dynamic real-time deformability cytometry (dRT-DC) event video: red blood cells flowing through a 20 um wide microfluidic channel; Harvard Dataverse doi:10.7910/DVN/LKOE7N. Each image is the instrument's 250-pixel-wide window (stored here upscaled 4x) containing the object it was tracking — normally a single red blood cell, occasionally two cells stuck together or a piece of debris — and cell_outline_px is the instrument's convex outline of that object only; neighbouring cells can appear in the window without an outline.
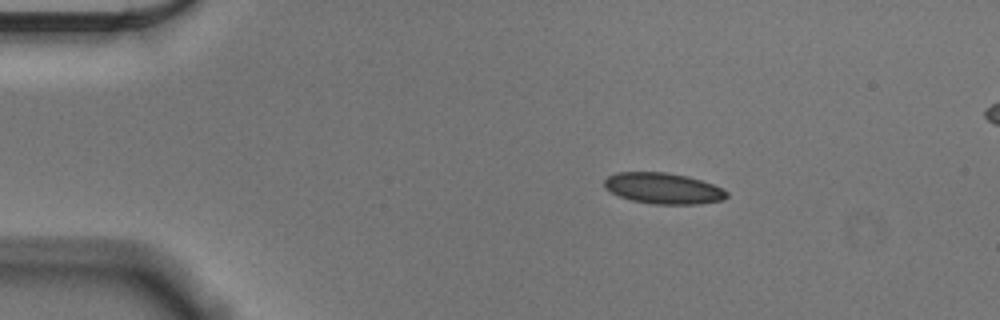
{"species": "Egyptian fruit bat (a non-hibernating species)", "species_latin": "Rousettus aegyptiacus", "temperature_condition": "cold", "stored_images_in_passage": 48, "camera_frame_rate_fps": 3000, "um_per_image_px": 0.085, "animal": {"sex": "male"}, "frame": {"image": 1, "passage_image": 1, "time_ms": 0.0, "image_size_px": [1000, 320], "cell_outline_px": [[728, 196], [724, 200], [696, 204], [652, 204], [632, 200], [620, 196], [604, 188], [604, 180], [608, 176], [616, 172], [668, 172], [688, 176], [724, 188], [728, 192]], "centroid_in_image_um": [56.39, 16.0], "position_along_channel_um": 28.6, "area_um2": 22.2}}
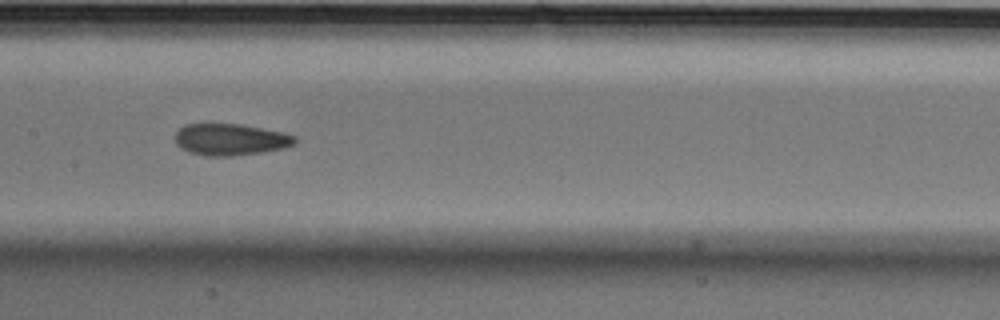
{"frame": {"image": 2, "passage_image": 19, "time_ms": 6.0, "image_size_px": [1000, 320], "cell_outline_px": [[296, 140], [292, 144], [284, 148], [260, 152], [232, 156], [204, 156], [188, 152], [180, 148], [176, 144], [176, 132], [184, 124], [240, 124], [280, 132], [296, 136]], "centroid_in_image_um": [19.53, 11.86], "position_along_channel_um": 187.9, "area_um2": 21.91}}
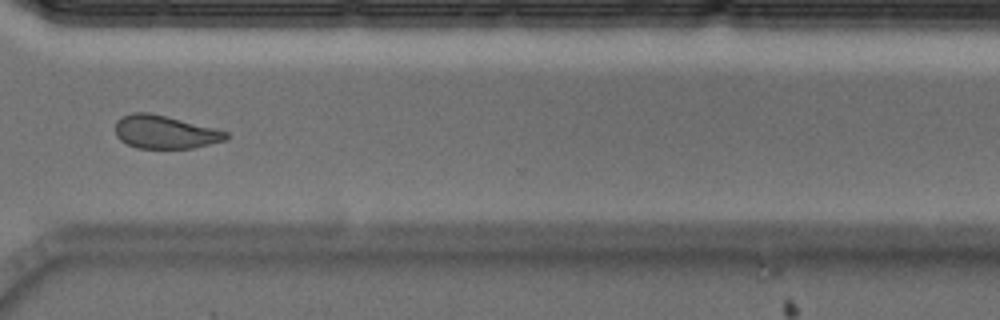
{"frame": {"image": 3, "passage_image": 33, "time_ms": 10.667, "image_size_px": [1000, 320], "cell_outline_px": [[228, 140], [192, 148], [136, 148], [120, 140], [116, 136], [116, 120], [120, 116], [132, 112], [148, 112], [168, 116], [228, 132]], "centroid_in_image_um": [14.0, 11.21], "position_along_channel_um": 356.6, "area_um2": 21.5}}